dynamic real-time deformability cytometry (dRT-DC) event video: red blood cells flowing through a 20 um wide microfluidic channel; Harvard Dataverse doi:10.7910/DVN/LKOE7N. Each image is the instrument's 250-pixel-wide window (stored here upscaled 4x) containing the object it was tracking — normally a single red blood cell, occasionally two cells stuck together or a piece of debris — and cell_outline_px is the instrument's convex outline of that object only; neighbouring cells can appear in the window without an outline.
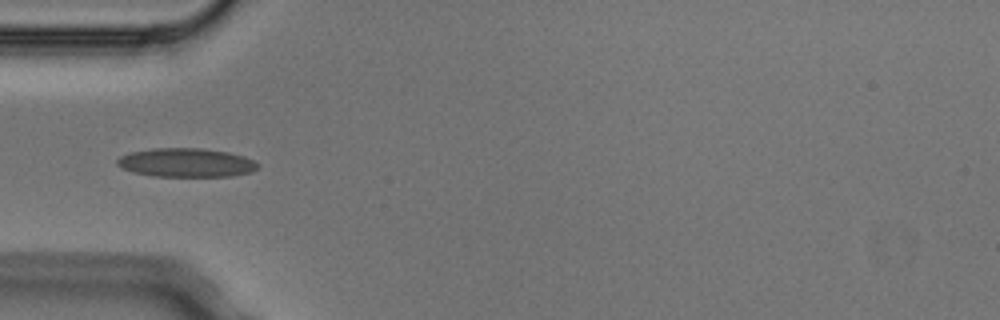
{"species": "Egyptian fruit bat (a non-hibernating species)", "species_latin": "Rousettus aegyptiacus", "temperature_condition": "cold", "stored_images_in_passage": 7, "camera_frame_rate_fps": 3000, "um_per_image_px": 0.085, "animal": {"sex": "male"}, "frame": {"image": 1, "passage_image": 4, "time_ms": 1.0, "image_size_px": [1000, 320], "cell_outline_px": [[260, 164], [252, 172], [232, 176], [152, 176], [120, 168], [116, 164], [116, 160], [120, 156], [128, 152], [152, 148], [200, 148], [228, 152], [244, 156]], "centroid_in_image_um": [15.8, 13.82], "position_along_channel_um": 69.2, "area_um2": 23.7}}
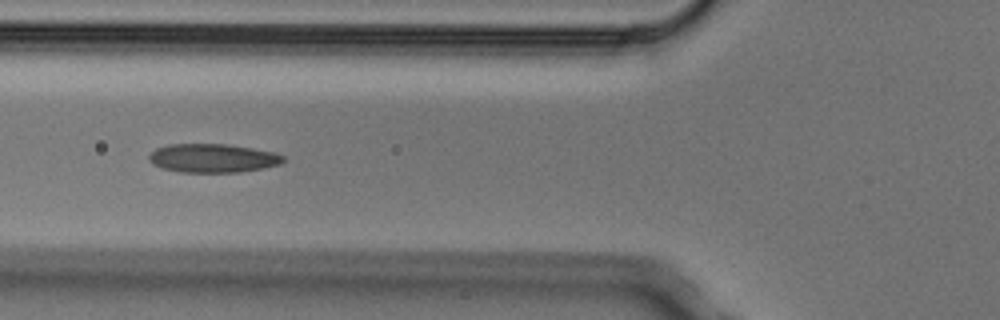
{"frame": {"image": 2, "passage_image": 5, "time_ms": 1.333, "image_size_px": [1000, 320], "cell_outline_px": [[284, 160], [280, 164], [264, 168], [240, 172], [180, 172], [160, 168], [152, 164], [148, 160], [148, 156], [156, 148], [168, 144], [224, 144], [252, 148], [272, 152], [284, 156]], "centroid_in_image_um": [18.04, 13.45], "position_along_channel_um": 107.8, "area_um2": 22.48}}
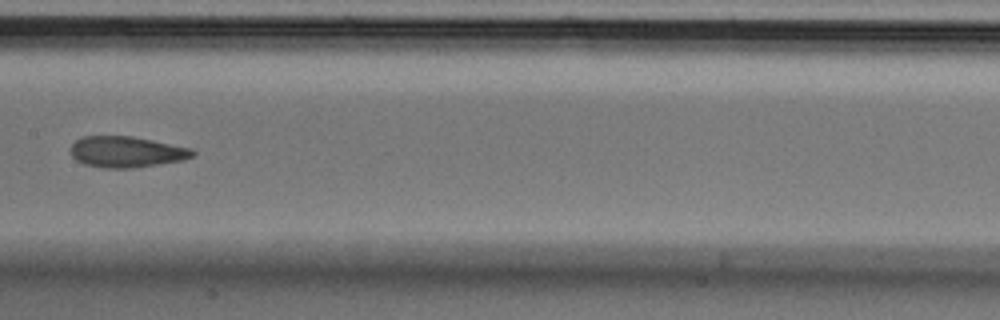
{"frame": {"image": 3, "passage_image": 7, "time_ms": 2.0, "image_size_px": [1000, 320], "cell_outline_px": [[196, 152], [192, 156], [184, 160], [136, 168], [100, 168], [84, 164], [76, 160], [68, 152], [68, 148], [80, 136], [132, 136], [192, 148]], "centroid_in_image_um": [10.71, 12.91], "position_along_channel_um": 196.7, "area_um2": 22.43}}